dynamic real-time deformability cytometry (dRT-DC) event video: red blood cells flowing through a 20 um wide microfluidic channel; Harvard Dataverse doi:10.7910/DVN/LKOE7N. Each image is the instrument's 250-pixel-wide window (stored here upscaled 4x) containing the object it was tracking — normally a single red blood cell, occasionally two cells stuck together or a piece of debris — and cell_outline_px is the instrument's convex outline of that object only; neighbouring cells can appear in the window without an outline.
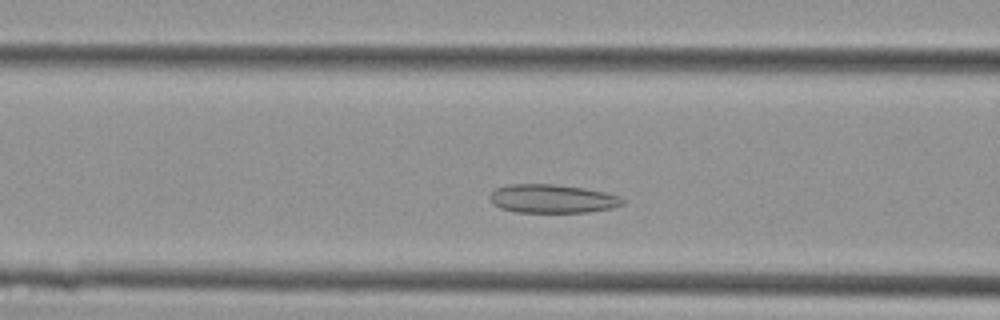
{"species": "Egyptian fruit bat (a non-hibernating species)", "species_latin": "Rousettus aegyptiacus", "temperature_condition": "cold", "stored_images_in_passage": 35, "camera_frame_rate_fps": 3000, "um_per_image_px": 0.085, "animal": {"sex": "female"}, "frame": {"image": 1, "passage_image": 9, "time_ms": 2.667, "image_size_px": [1000, 320], "cell_outline_px": [[624, 204], [612, 208], [588, 212], [516, 212], [500, 208], [492, 204], [488, 196], [496, 188], [508, 184], [552, 184], [584, 188], [604, 192], [620, 196], [624, 200]], "centroid_in_image_um": [46.92, 16.89], "position_along_channel_um": 119.7, "area_um2": 22.2}}
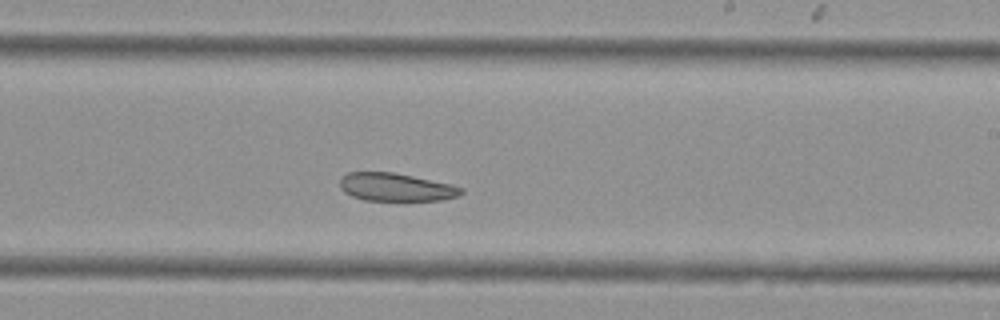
{"frame": {"image": 2, "passage_image": 18, "time_ms": 5.667, "image_size_px": [1000, 320], "cell_outline_px": [[464, 192], [460, 196], [440, 200], [404, 204], [364, 200], [352, 196], [344, 192], [340, 188], [340, 176], [348, 172], [392, 172], [452, 184], [464, 188]], "centroid_in_image_um": [33.68, 15.97], "position_along_channel_um": 255.3, "area_um2": 20.98}}
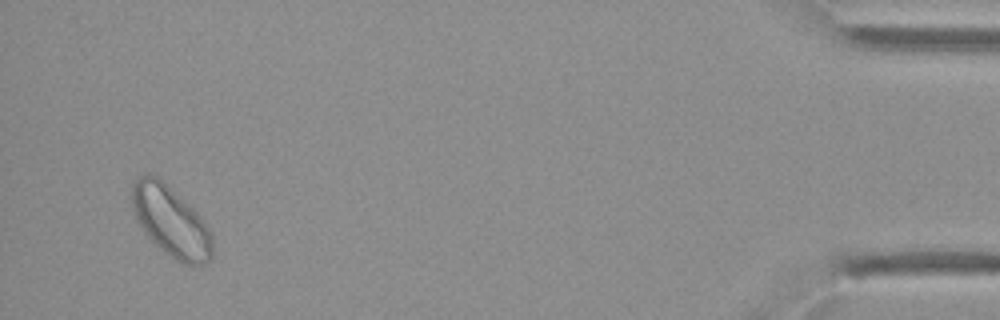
{"frame": {"image": 3, "passage_image": 34, "time_ms": 11.0, "image_size_px": [1000, 320], "cell_outline_px": [[212, 260], [204, 264], [184, 264], [176, 260], [164, 252], [144, 232], [136, 220], [132, 212], [132, 184], [140, 176], [148, 172], [156, 176], [168, 184], [200, 216], [212, 232]], "centroid_in_image_um": [14.52, 18.81], "position_along_channel_um": 420.7, "area_um2": 33.12}}